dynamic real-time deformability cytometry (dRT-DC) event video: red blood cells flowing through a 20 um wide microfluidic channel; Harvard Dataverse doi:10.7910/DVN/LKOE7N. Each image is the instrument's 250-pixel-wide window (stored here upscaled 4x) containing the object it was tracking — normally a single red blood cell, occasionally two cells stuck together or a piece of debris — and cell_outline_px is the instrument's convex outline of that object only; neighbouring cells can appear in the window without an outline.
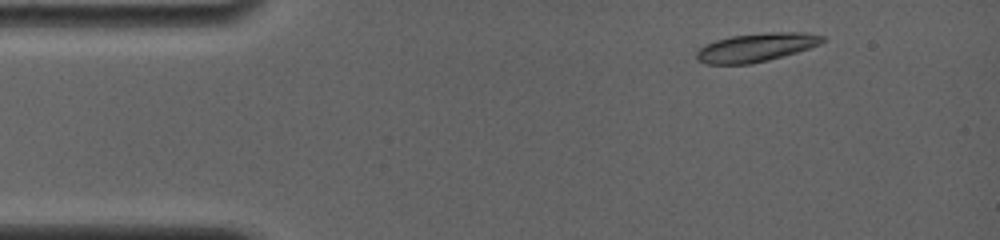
{"species": "common noctule bat (a hibernating species)", "species_latin": "Nyctalus noctula", "temperature_condition": "room temperature", "stored_images_in_passage": 8, "camera_frame_rate_fps": 4000, "um_per_image_px": 0.085, "animal": {"sex": "female", "body_mass_g": 19.0, "forearm_length_mm": 56.7}, "frame": {"image": 1, "passage_image": 2, "time_ms": 1.25, "image_size_px": [1000, 240], "cell_outline_px": [[824, 40], [820, 44], [796, 52], [768, 60], [752, 64], [704, 64], [696, 60], [696, 52], [704, 44], [716, 40], [732, 36], [772, 32], [804, 32], [824, 36]], "centroid_in_image_um": [64.23, 4.04], "position_along_channel_um": 20.8, "area_um2": 20.87}}
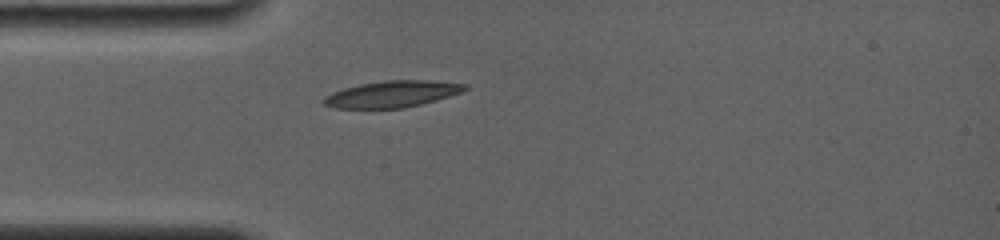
{"frame": {"image": 2, "passage_image": 7, "time_ms": 3.75, "image_size_px": [1000, 240], "cell_outline_px": [[468, 88], [460, 92], [436, 100], [404, 108], [336, 108], [324, 104], [320, 100], [324, 96], [332, 92], [344, 88], [360, 84], [384, 80], [428, 80], [468, 84]], "centroid_in_image_um": [33.3, 7.99], "position_along_channel_um": 51.7, "area_um2": 21.73}}